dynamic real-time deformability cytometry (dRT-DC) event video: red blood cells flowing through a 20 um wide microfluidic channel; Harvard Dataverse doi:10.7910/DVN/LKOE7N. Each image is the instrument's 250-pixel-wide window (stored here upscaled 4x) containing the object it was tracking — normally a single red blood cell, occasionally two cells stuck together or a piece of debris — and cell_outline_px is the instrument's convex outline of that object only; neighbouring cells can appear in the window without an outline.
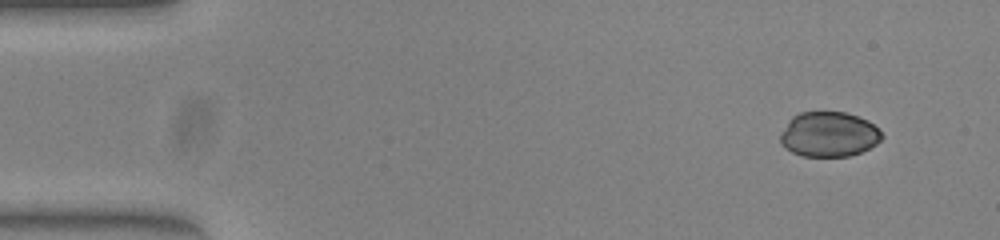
{"species": "common noctule bat (a hibernating species)", "species_latin": "Nyctalus noctula", "temperature_condition": "warm", "stored_images_in_passage": 50, "camera_frame_rate_fps": 3000, "um_per_image_px": 0.085, "animal": {"sex": "female", "body_mass_g": 23.0, "forearm_length_mm": 53.4}, "frame": {"image": 1, "passage_image": 3, "time_ms": 0.667, "image_size_px": [1000, 240], "cell_outline_px": [[884, 136], [876, 144], [860, 152], [848, 156], [804, 156], [792, 152], [780, 144], [780, 132], [788, 120], [792, 116], [800, 112], [844, 112], [868, 120]], "centroid_in_image_um": [70.41, 11.41], "position_along_channel_um": 14.6, "area_um2": 26.53}}
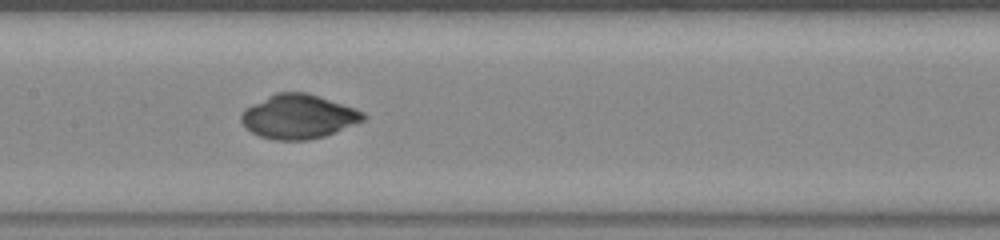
{"frame": {"image": 2, "passage_image": 24, "time_ms": 7.667, "image_size_px": [1000, 240], "cell_outline_px": [[368, 116], [364, 120], [324, 136], [308, 140], [276, 140], [260, 136], [252, 132], [240, 120], [240, 116], [244, 108], [276, 92], [308, 92], [356, 108], [364, 112]], "centroid_in_image_um": [25.38, 9.89], "position_along_channel_um": 182.0, "area_um2": 31.39}}
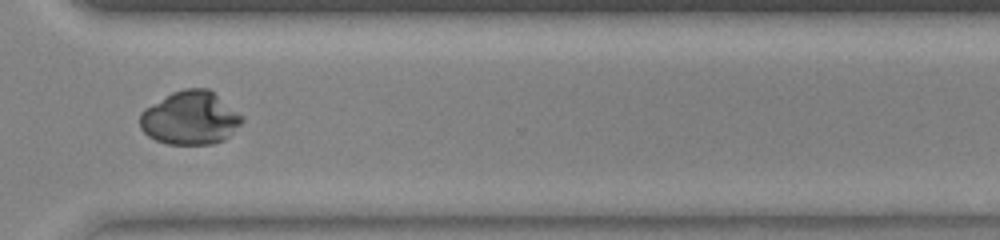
{"frame": {"image": 3, "passage_image": 37, "time_ms": 12.0, "image_size_px": [1000, 240], "cell_outline_px": [[244, 120], [224, 140], [212, 144], [168, 144], [156, 140], [148, 136], [140, 128], [140, 112], [144, 108], [172, 92], [184, 88], [208, 88], [244, 116]], "centroid_in_image_um": [16.15, 10.02], "position_along_channel_um": 354.4, "area_um2": 31.79}}